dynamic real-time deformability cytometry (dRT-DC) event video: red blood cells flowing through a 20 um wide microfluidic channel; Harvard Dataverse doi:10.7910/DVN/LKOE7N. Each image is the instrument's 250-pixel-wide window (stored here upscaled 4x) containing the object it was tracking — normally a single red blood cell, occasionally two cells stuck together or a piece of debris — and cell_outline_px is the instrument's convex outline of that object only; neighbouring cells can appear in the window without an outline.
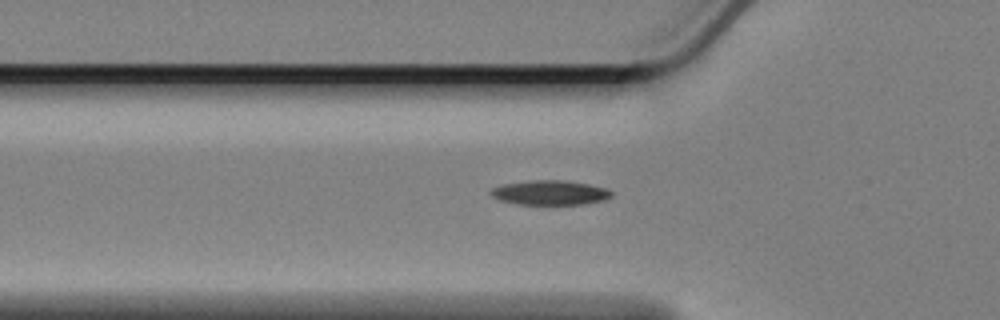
{"species": "Egyptian fruit bat (a non-hibernating species)", "species_latin": "Rousettus aegyptiacus", "temperature_condition": "cold", "stored_images_in_passage": 41, "camera_frame_rate_fps": 3000, "um_per_image_px": 0.085, "animal": {"sex": "female"}, "frame": {"image": 1, "passage_image": 2, "time_ms": 0.333, "image_size_px": [1000, 320], "cell_outline_px": [[612, 196], [604, 200], [584, 204], [516, 204], [500, 200], [492, 196], [488, 192], [492, 188], [504, 184], [532, 180], [560, 180], [588, 184], [604, 188], [612, 192]], "centroid_in_image_um": [46.72, 16.38], "position_along_channel_um": 79.1, "area_um2": 17.11}}
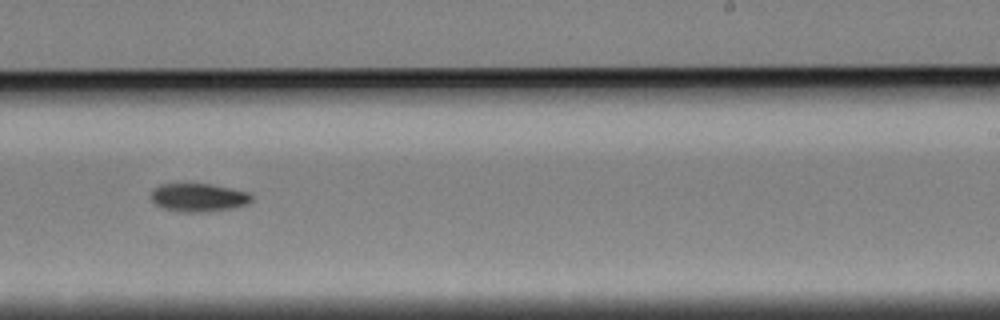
{"frame": {"image": 2, "passage_image": 19, "time_ms": 6.0, "image_size_px": [1000, 320], "cell_outline_px": [[252, 200], [248, 204], [232, 208], [200, 212], [184, 212], [164, 208], [156, 204], [152, 200], [152, 188], [160, 184], [208, 184], [248, 192], [252, 196]], "centroid_in_image_um": [16.87, 16.78], "position_along_channel_um": 272.1, "area_um2": 16.3}}
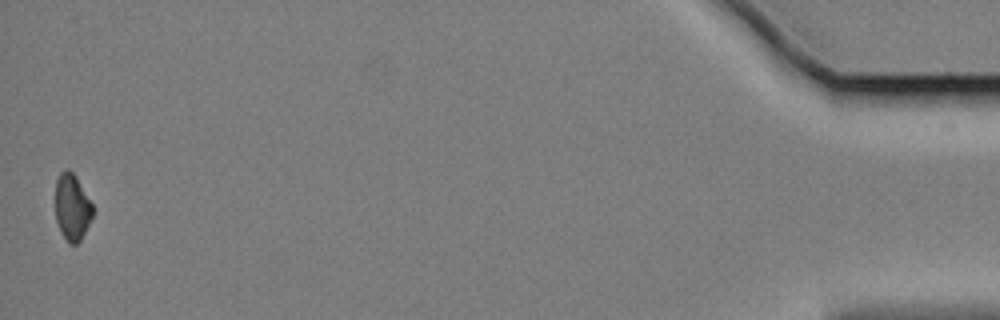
{"frame": {"image": 3, "passage_image": 41, "time_ms": 13.333, "image_size_px": [1000, 320], "cell_outline_px": [[92, 216], [80, 240], [76, 244], [68, 244], [60, 232], [56, 220], [56, 180], [60, 172], [64, 168], [68, 168], [76, 176], [92, 204]], "centroid_in_image_um": [6.1, 17.6], "position_along_channel_um": 429.1, "area_um2": 14.39}, "authors_computed_cell_mechanics": {"area_um2": 16.2996, "velocity_mm_per_s": 3.3969, "shape_relaxation_time_tau1_ms": 3.803, "shape_relaxation_time_tau2_ms": null, "deformation_change_tau1": 0.113, "deformation_change_tau2": null}}